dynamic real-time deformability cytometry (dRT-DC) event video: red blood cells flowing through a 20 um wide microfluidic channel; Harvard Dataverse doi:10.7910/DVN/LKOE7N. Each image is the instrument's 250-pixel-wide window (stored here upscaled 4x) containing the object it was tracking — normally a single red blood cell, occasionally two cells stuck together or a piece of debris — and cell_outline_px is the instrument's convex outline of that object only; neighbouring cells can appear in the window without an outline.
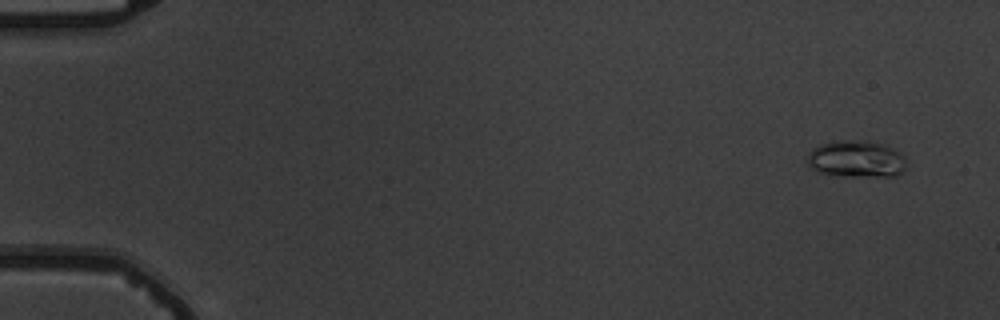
{"species": "common noctule bat (a hibernating species)", "species_latin": "Nyctalus noctula", "temperature_condition": "warm", "stored_images_in_passage": 11, "camera_frame_rate_fps": 3000, "um_per_image_px": 0.085, "animal": {"sex": "male", "body_mass_g": 19.5, "forearm_length_mm": 54.6}, "frame": {"image": 1, "passage_image": 1, "time_ms": 0.0, "image_size_px": [1000, 320], "cell_outline_px": [[904, 168], [896, 176], [832, 176], [816, 172], [808, 168], [808, 152], [812, 148], [820, 144], [836, 140], [868, 140], [884, 144], [904, 156]], "centroid_in_image_um": [72.7, 13.52], "position_along_channel_um": 12.3, "area_um2": 21.62}}
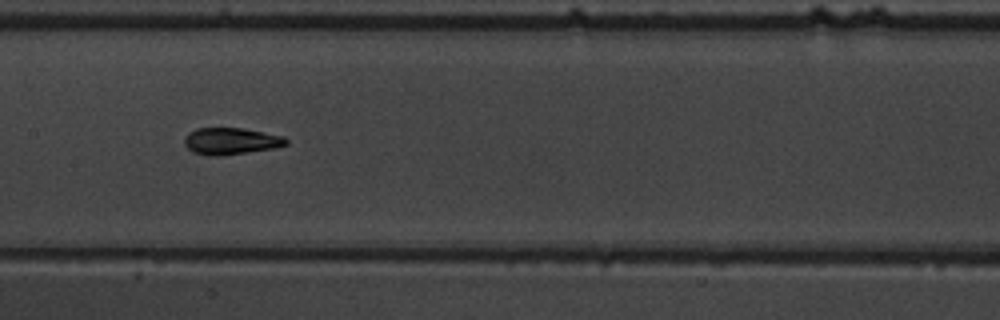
{"frame": {"image": 2, "passage_image": 8, "time_ms": 8.667, "image_size_px": [1000, 320], "cell_outline_px": [[288, 144], [276, 148], [220, 156], [208, 156], [192, 152], [184, 144], [184, 140], [188, 132], [196, 128], [244, 128], [284, 136], [288, 140]], "centroid_in_image_um": [19.63, 12.0], "position_along_channel_um": 187.8, "area_um2": 16.07}}
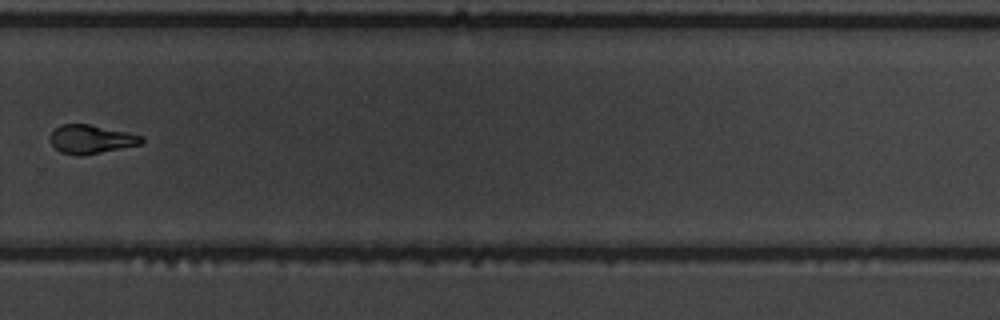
{"frame": {"image": 3, "passage_image": 11, "time_ms": 12.333, "image_size_px": [1000, 320], "cell_outline_px": [[144, 140], [140, 144], [80, 156], [76, 156], [60, 152], [48, 140], [48, 136], [60, 124], [88, 124], [128, 132], [144, 136]], "centroid_in_image_um": [7.7, 11.83], "position_along_channel_um": 322.1, "area_um2": 15.26}}